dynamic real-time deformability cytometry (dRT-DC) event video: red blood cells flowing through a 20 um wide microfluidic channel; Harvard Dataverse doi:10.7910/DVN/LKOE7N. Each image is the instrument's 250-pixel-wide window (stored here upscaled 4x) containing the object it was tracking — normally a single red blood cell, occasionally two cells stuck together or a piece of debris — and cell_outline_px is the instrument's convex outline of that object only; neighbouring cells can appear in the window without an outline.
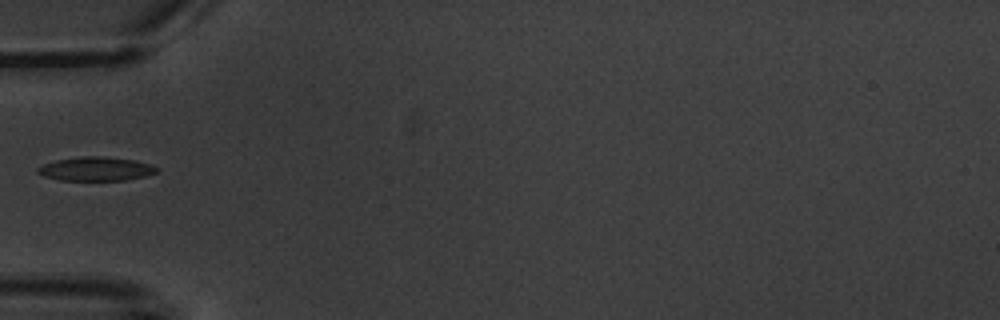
{"species": "common noctule bat (a hibernating species)", "species_latin": "Nyctalus noctula", "temperature_condition": "warm", "stored_images_in_passage": 5, "segment_of_instrument_passage": [2, 2], "camera_frame_rate_fps": 3000, "um_per_image_px": 0.085, "animal": {"sex": "male", "body_mass_g": 20.1, "forearm_length_mm": 53.5}, "frame": {"image": 1, "passage_image": 5, "time_ms": 4.667, "image_size_px": [1000, 320], "cell_outline_px": [[156, 172], [144, 176], [124, 180], [60, 180], [44, 176], [36, 172], [36, 168], [44, 164], [56, 160], [80, 156], [100, 156], [136, 160], [152, 164], [156, 168]], "centroid_in_image_um": [8.12, 14.35], "position_along_channel_um": 76.9, "area_um2": 16.47}}